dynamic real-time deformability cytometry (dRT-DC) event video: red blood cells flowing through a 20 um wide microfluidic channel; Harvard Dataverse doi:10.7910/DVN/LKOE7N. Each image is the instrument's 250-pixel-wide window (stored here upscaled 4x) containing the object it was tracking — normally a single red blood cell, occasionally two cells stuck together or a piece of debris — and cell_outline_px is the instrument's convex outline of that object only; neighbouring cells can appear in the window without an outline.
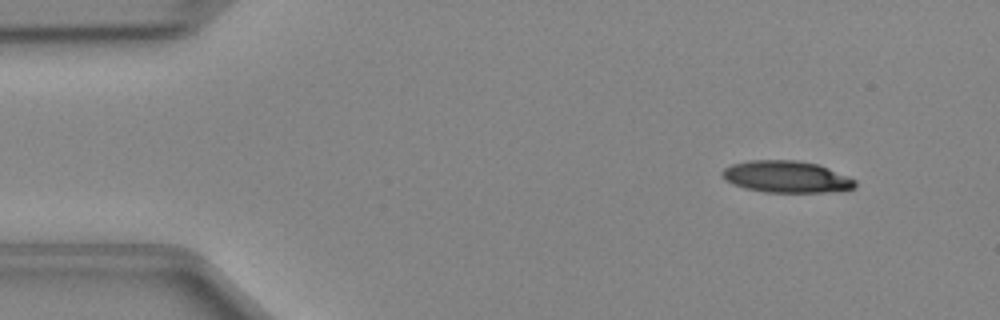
{"species": "Egyptian fruit bat (a non-hibernating species)", "species_latin": "Rousettus aegyptiacus", "temperature_condition": "cold", "stored_images_in_passage": 43, "camera_frame_rate_fps": 3000, "um_per_image_px": 0.085, "animal": {"sex": "female"}, "frame": {"image": 1, "passage_image": 1, "time_ms": 0.0, "image_size_px": [1000, 320], "cell_outline_px": [[856, 184], [852, 188], [824, 192], [764, 192], [744, 188], [732, 184], [724, 180], [720, 176], [720, 172], [724, 168], [732, 164], [748, 160], [796, 160], [820, 164], [848, 176], [856, 180]], "centroid_in_image_um": [66.79, 15.01], "position_along_channel_um": 18.2, "area_um2": 24.8}}
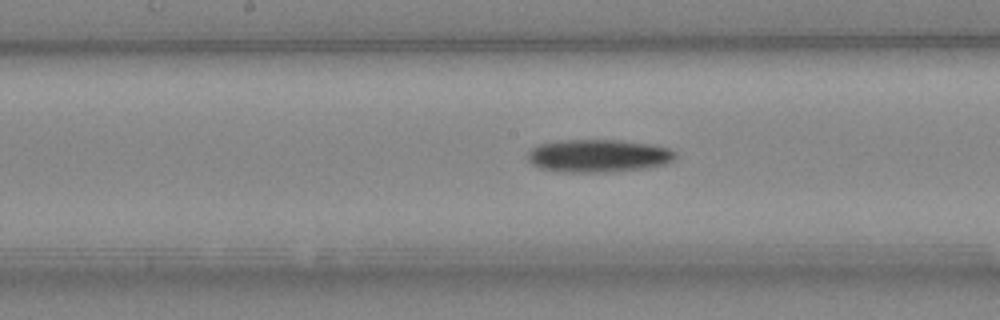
{"frame": {"image": 2, "passage_image": 20, "time_ms": 6.333, "image_size_px": [1000, 320], "cell_outline_px": [[676, 156], [672, 160], [664, 164], [644, 168], [616, 172], [560, 172], [540, 168], [532, 164], [528, 160], [528, 152], [532, 148], [540, 144], [564, 140], [620, 140], [648, 144], [668, 148], [676, 152]], "centroid_in_image_um": [50.84, 13.25], "position_along_channel_um": 197.4, "area_um2": 28.21}}
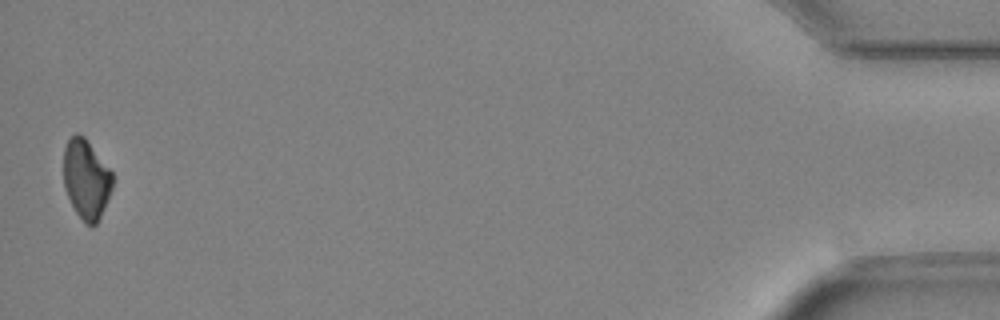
{"frame": {"image": 3, "passage_image": 43, "time_ms": 14.0, "image_size_px": [1000, 320], "cell_outline_px": [[112, 188], [100, 216], [96, 224], [92, 228], [76, 212], [64, 188], [64, 148], [68, 140], [76, 132], [84, 136], [112, 172]], "centroid_in_image_um": [7.32, 15.21], "position_along_channel_um": 427.9, "area_um2": 22.25}}